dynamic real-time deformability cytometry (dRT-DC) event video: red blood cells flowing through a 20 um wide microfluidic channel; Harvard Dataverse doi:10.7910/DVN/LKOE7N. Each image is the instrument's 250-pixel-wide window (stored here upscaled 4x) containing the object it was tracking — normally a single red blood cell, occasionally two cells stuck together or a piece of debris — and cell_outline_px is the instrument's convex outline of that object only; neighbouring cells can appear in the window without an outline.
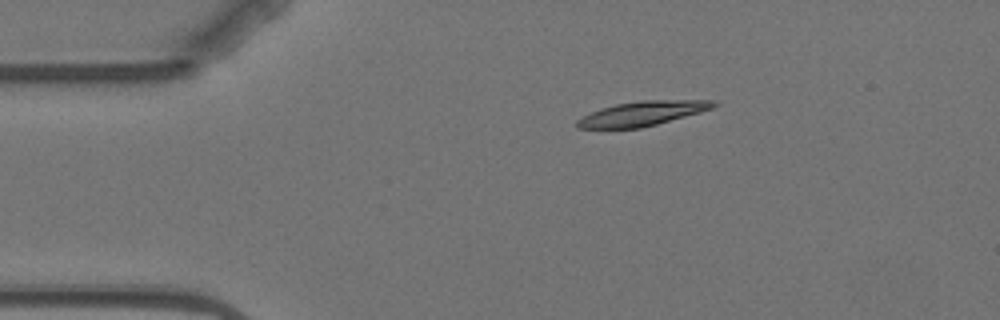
{"species": "Egyptian fruit bat (a non-hibernating species)", "species_latin": "Rousettus aegyptiacus", "temperature_condition": "warm", "stored_images_in_passage": 5, "camera_frame_rate_fps": 3000, "um_per_image_px": 0.085, "animal": {"sex": "female"}, "frame": {"image": 1, "passage_image": 5, "time_ms": 5.667, "image_size_px": [1000, 320], "cell_outline_px": [[720, 104], [712, 108], [700, 112], [656, 124], [640, 128], [580, 128], [576, 124], [576, 120], [600, 108], [616, 104], [644, 100], [716, 100]], "centroid_in_image_um": [54.64, 9.63], "position_along_channel_um": 30.4, "area_um2": 19.25}}